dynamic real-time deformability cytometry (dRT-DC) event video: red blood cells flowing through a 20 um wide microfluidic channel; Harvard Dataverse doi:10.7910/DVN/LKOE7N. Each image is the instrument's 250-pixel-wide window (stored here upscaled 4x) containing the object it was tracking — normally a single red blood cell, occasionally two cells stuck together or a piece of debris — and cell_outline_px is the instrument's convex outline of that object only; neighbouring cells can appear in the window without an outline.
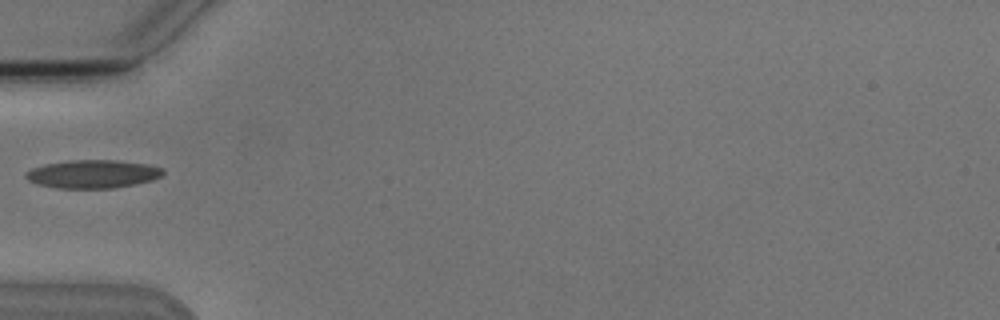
{"species": "Egyptian fruit bat (a non-hibernating species)", "species_latin": "Rousettus aegyptiacus", "temperature_condition": "cold", "stored_images_in_passage": 2, "camera_frame_rate_fps": 3000, "um_per_image_px": 0.085, "animal": {"sex": "male"}, "frame": {"image": 1, "passage_image": 2, "time_ms": 1.0, "image_size_px": [1000, 320], "cell_outline_px": [[164, 172], [160, 176], [152, 180], [136, 184], [112, 188], [56, 188], [40, 184], [28, 180], [24, 176], [32, 168], [44, 164], [68, 160], [116, 160], [152, 164], [164, 168]], "centroid_in_image_um": [7.93, 14.78], "position_along_channel_um": 77.1, "area_um2": 22.66}}